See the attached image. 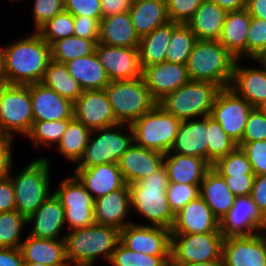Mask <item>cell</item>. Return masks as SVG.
<instances>
[{"label": "cell", "mask_w": 266, "mask_h": 266, "mask_svg": "<svg viewBox=\"0 0 266 266\" xmlns=\"http://www.w3.org/2000/svg\"><path fill=\"white\" fill-rule=\"evenodd\" d=\"M178 25V23L169 21L140 38L138 51L142 69L165 61L172 31Z\"/></svg>", "instance_id": "cell-36"}, {"label": "cell", "mask_w": 266, "mask_h": 266, "mask_svg": "<svg viewBox=\"0 0 266 266\" xmlns=\"http://www.w3.org/2000/svg\"><path fill=\"white\" fill-rule=\"evenodd\" d=\"M238 147L246 153L255 176L266 174V140L239 142Z\"/></svg>", "instance_id": "cell-52"}, {"label": "cell", "mask_w": 266, "mask_h": 266, "mask_svg": "<svg viewBox=\"0 0 266 266\" xmlns=\"http://www.w3.org/2000/svg\"><path fill=\"white\" fill-rule=\"evenodd\" d=\"M168 266H226L222 257L218 260H213L210 262H201V263H191L183 261H169Z\"/></svg>", "instance_id": "cell-63"}, {"label": "cell", "mask_w": 266, "mask_h": 266, "mask_svg": "<svg viewBox=\"0 0 266 266\" xmlns=\"http://www.w3.org/2000/svg\"><path fill=\"white\" fill-rule=\"evenodd\" d=\"M69 120L34 121L25 138L30 139L36 149L55 147L66 131ZM54 145V146H53Z\"/></svg>", "instance_id": "cell-40"}, {"label": "cell", "mask_w": 266, "mask_h": 266, "mask_svg": "<svg viewBox=\"0 0 266 266\" xmlns=\"http://www.w3.org/2000/svg\"><path fill=\"white\" fill-rule=\"evenodd\" d=\"M163 165L169 182L200 185L212 165L205 159L175 153L164 154Z\"/></svg>", "instance_id": "cell-29"}, {"label": "cell", "mask_w": 266, "mask_h": 266, "mask_svg": "<svg viewBox=\"0 0 266 266\" xmlns=\"http://www.w3.org/2000/svg\"><path fill=\"white\" fill-rule=\"evenodd\" d=\"M73 174L94 199L121 189L126 183L118 163H105L89 168H74Z\"/></svg>", "instance_id": "cell-26"}, {"label": "cell", "mask_w": 266, "mask_h": 266, "mask_svg": "<svg viewBox=\"0 0 266 266\" xmlns=\"http://www.w3.org/2000/svg\"><path fill=\"white\" fill-rule=\"evenodd\" d=\"M199 195L219 220L228 213L236 199L228 189L224 177L212 167L206 172L200 184Z\"/></svg>", "instance_id": "cell-33"}, {"label": "cell", "mask_w": 266, "mask_h": 266, "mask_svg": "<svg viewBox=\"0 0 266 266\" xmlns=\"http://www.w3.org/2000/svg\"><path fill=\"white\" fill-rule=\"evenodd\" d=\"M262 231H266V217L250 195L236 197L234 205L220 220V232L224 237L250 236Z\"/></svg>", "instance_id": "cell-14"}, {"label": "cell", "mask_w": 266, "mask_h": 266, "mask_svg": "<svg viewBox=\"0 0 266 266\" xmlns=\"http://www.w3.org/2000/svg\"><path fill=\"white\" fill-rule=\"evenodd\" d=\"M250 62H256V66H259L266 72V47L263 48L253 59H249Z\"/></svg>", "instance_id": "cell-64"}, {"label": "cell", "mask_w": 266, "mask_h": 266, "mask_svg": "<svg viewBox=\"0 0 266 266\" xmlns=\"http://www.w3.org/2000/svg\"><path fill=\"white\" fill-rule=\"evenodd\" d=\"M65 65L71 76L78 81L83 91L101 90L110 83L108 75L95 52L88 56L71 60Z\"/></svg>", "instance_id": "cell-35"}, {"label": "cell", "mask_w": 266, "mask_h": 266, "mask_svg": "<svg viewBox=\"0 0 266 266\" xmlns=\"http://www.w3.org/2000/svg\"><path fill=\"white\" fill-rule=\"evenodd\" d=\"M30 96L34 121L51 122L73 117V103L41 82L30 84Z\"/></svg>", "instance_id": "cell-22"}, {"label": "cell", "mask_w": 266, "mask_h": 266, "mask_svg": "<svg viewBox=\"0 0 266 266\" xmlns=\"http://www.w3.org/2000/svg\"><path fill=\"white\" fill-rule=\"evenodd\" d=\"M131 125L116 124L92 130L83 157L74 168H89L105 163H118L121 155L133 144Z\"/></svg>", "instance_id": "cell-8"}, {"label": "cell", "mask_w": 266, "mask_h": 266, "mask_svg": "<svg viewBox=\"0 0 266 266\" xmlns=\"http://www.w3.org/2000/svg\"><path fill=\"white\" fill-rule=\"evenodd\" d=\"M139 41L140 38L135 32L129 12L101 18L98 43L138 48Z\"/></svg>", "instance_id": "cell-32"}, {"label": "cell", "mask_w": 266, "mask_h": 266, "mask_svg": "<svg viewBox=\"0 0 266 266\" xmlns=\"http://www.w3.org/2000/svg\"><path fill=\"white\" fill-rule=\"evenodd\" d=\"M53 193L64 208L67 231L95 224V199L74 174L60 181Z\"/></svg>", "instance_id": "cell-11"}, {"label": "cell", "mask_w": 266, "mask_h": 266, "mask_svg": "<svg viewBox=\"0 0 266 266\" xmlns=\"http://www.w3.org/2000/svg\"><path fill=\"white\" fill-rule=\"evenodd\" d=\"M164 154L146 149L135 142L121 155L118 167L126 184L148 177L163 165Z\"/></svg>", "instance_id": "cell-24"}, {"label": "cell", "mask_w": 266, "mask_h": 266, "mask_svg": "<svg viewBox=\"0 0 266 266\" xmlns=\"http://www.w3.org/2000/svg\"><path fill=\"white\" fill-rule=\"evenodd\" d=\"M100 3L102 18L128 12L131 7L129 0H100Z\"/></svg>", "instance_id": "cell-59"}, {"label": "cell", "mask_w": 266, "mask_h": 266, "mask_svg": "<svg viewBox=\"0 0 266 266\" xmlns=\"http://www.w3.org/2000/svg\"><path fill=\"white\" fill-rule=\"evenodd\" d=\"M250 196L258 209L266 217V174L254 177Z\"/></svg>", "instance_id": "cell-58"}, {"label": "cell", "mask_w": 266, "mask_h": 266, "mask_svg": "<svg viewBox=\"0 0 266 266\" xmlns=\"http://www.w3.org/2000/svg\"><path fill=\"white\" fill-rule=\"evenodd\" d=\"M23 263L19 248L0 247V266H23Z\"/></svg>", "instance_id": "cell-60"}, {"label": "cell", "mask_w": 266, "mask_h": 266, "mask_svg": "<svg viewBox=\"0 0 266 266\" xmlns=\"http://www.w3.org/2000/svg\"><path fill=\"white\" fill-rule=\"evenodd\" d=\"M120 242L130 250L152 256H171V230L132 223L120 230Z\"/></svg>", "instance_id": "cell-15"}, {"label": "cell", "mask_w": 266, "mask_h": 266, "mask_svg": "<svg viewBox=\"0 0 266 266\" xmlns=\"http://www.w3.org/2000/svg\"><path fill=\"white\" fill-rule=\"evenodd\" d=\"M50 60V45L36 31L5 44L2 83L9 85L39 83Z\"/></svg>", "instance_id": "cell-1"}, {"label": "cell", "mask_w": 266, "mask_h": 266, "mask_svg": "<svg viewBox=\"0 0 266 266\" xmlns=\"http://www.w3.org/2000/svg\"><path fill=\"white\" fill-rule=\"evenodd\" d=\"M199 187L200 185L169 182L166 196L172 212L176 214L190 201L195 200L199 196Z\"/></svg>", "instance_id": "cell-47"}, {"label": "cell", "mask_w": 266, "mask_h": 266, "mask_svg": "<svg viewBox=\"0 0 266 266\" xmlns=\"http://www.w3.org/2000/svg\"><path fill=\"white\" fill-rule=\"evenodd\" d=\"M64 235L69 266H94L99 257L109 263L120 241V230L99 224L74 229Z\"/></svg>", "instance_id": "cell-3"}, {"label": "cell", "mask_w": 266, "mask_h": 266, "mask_svg": "<svg viewBox=\"0 0 266 266\" xmlns=\"http://www.w3.org/2000/svg\"><path fill=\"white\" fill-rule=\"evenodd\" d=\"M49 158L33 159L18 173L9 171L13 183L16 210L26 219L53 193ZM15 173V174H14Z\"/></svg>", "instance_id": "cell-5"}, {"label": "cell", "mask_w": 266, "mask_h": 266, "mask_svg": "<svg viewBox=\"0 0 266 266\" xmlns=\"http://www.w3.org/2000/svg\"><path fill=\"white\" fill-rule=\"evenodd\" d=\"M98 39H85L69 36L56 40L50 45L51 59L60 63H67L76 58L88 56L95 52Z\"/></svg>", "instance_id": "cell-39"}, {"label": "cell", "mask_w": 266, "mask_h": 266, "mask_svg": "<svg viewBox=\"0 0 266 266\" xmlns=\"http://www.w3.org/2000/svg\"><path fill=\"white\" fill-rule=\"evenodd\" d=\"M168 185L169 178L164 165L148 177L128 185L131 211L133 209L145 221L147 220L145 224L142 222L134 223L159 226L171 230L175 214L172 212L166 196Z\"/></svg>", "instance_id": "cell-2"}, {"label": "cell", "mask_w": 266, "mask_h": 266, "mask_svg": "<svg viewBox=\"0 0 266 266\" xmlns=\"http://www.w3.org/2000/svg\"><path fill=\"white\" fill-rule=\"evenodd\" d=\"M220 89L215 83L189 80L158 104L180 121L203 118L210 116Z\"/></svg>", "instance_id": "cell-6"}, {"label": "cell", "mask_w": 266, "mask_h": 266, "mask_svg": "<svg viewBox=\"0 0 266 266\" xmlns=\"http://www.w3.org/2000/svg\"><path fill=\"white\" fill-rule=\"evenodd\" d=\"M26 218L17 210L0 213V247L19 248L23 241ZM22 234V235H21Z\"/></svg>", "instance_id": "cell-42"}, {"label": "cell", "mask_w": 266, "mask_h": 266, "mask_svg": "<svg viewBox=\"0 0 266 266\" xmlns=\"http://www.w3.org/2000/svg\"><path fill=\"white\" fill-rule=\"evenodd\" d=\"M252 17L246 9L227 11L219 42L236 59H246L247 31Z\"/></svg>", "instance_id": "cell-30"}, {"label": "cell", "mask_w": 266, "mask_h": 266, "mask_svg": "<svg viewBox=\"0 0 266 266\" xmlns=\"http://www.w3.org/2000/svg\"><path fill=\"white\" fill-rule=\"evenodd\" d=\"M228 189L236 196H249L253 187L255 175L223 176Z\"/></svg>", "instance_id": "cell-56"}, {"label": "cell", "mask_w": 266, "mask_h": 266, "mask_svg": "<svg viewBox=\"0 0 266 266\" xmlns=\"http://www.w3.org/2000/svg\"><path fill=\"white\" fill-rule=\"evenodd\" d=\"M168 153L195 156L208 161L207 117L181 121Z\"/></svg>", "instance_id": "cell-27"}, {"label": "cell", "mask_w": 266, "mask_h": 266, "mask_svg": "<svg viewBox=\"0 0 266 266\" xmlns=\"http://www.w3.org/2000/svg\"><path fill=\"white\" fill-rule=\"evenodd\" d=\"M41 83L72 103L83 92L78 81L68 72L65 63L56 62L53 59L50 60Z\"/></svg>", "instance_id": "cell-37"}, {"label": "cell", "mask_w": 266, "mask_h": 266, "mask_svg": "<svg viewBox=\"0 0 266 266\" xmlns=\"http://www.w3.org/2000/svg\"><path fill=\"white\" fill-rule=\"evenodd\" d=\"M26 223H33L28 235L34 238L64 239L65 235L61 236L66 226L64 208L54 193L26 219Z\"/></svg>", "instance_id": "cell-23"}, {"label": "cell", "mask_w": 266, "mask_h": 266, "mask_svg": "<svg viewBox=\"0 0 266 266\" xmlns=\"http://www.w3.org/2000/svg\"><path fill=\"white\" fill-rule=\"evenodd\" d=\"M266 47V20L252 18L247 31L246 60L253 59Z\"/></svg>", "instance_id": "cell-49"}, {"label": "cell", "mask_w": 266, "mask_h": 266, "mask_svg": "<svg viewBox=\"0 0 266 266\" xmlns=\"http://www.w3.org/2000/svg\"><path fill=\"white\" fill-rule=\"evenodd\" d=\"M181 121L157 104L132 125L134 142L146 149L166 154L170 151Z\"/></svg>", "instance_id": "cell-9"}, {"label": "cell", "mask_w": 266, "mask_h": 266, "mask_svg": "<svg viewBox=\"0 0 266 266\" xmlns=\"http://www.w3.org/2000/svg\"><path fill=\"white\" fill-rule=\"evenodd\" d=\"M90 134V129L72 117L56 149L63 158L76 165L84 155Z\"/></svg>", "instance_id": "cell-38"}, {"label": "cell", "mask_w": 266, "mask_h": 266, "mask_svg": "<svg viewBox=\"0 0 266 266\" xmlns=\"http://www.w3.org/2000/svg\"><path fill=\"white\" fill-rule=\"evenodd\" d=\"M142 1H145V0H129V2L132 4H135V3H138V2H142Z\"/></svg>", "instance_id": "cell-67"}, {"label": "cell", "mask_w": 266, "mask_h": 266, "mask_svg": "<svg viewBox=\"0 0 266 266\" xmlns=\"http://www.w3.org/2000/svg\"><path fill=\"white\" fill-rule=\"evenodd\" d=\"M33 122L30 84L0 83V133L14 139L16 134L25 137Z\"/></svg>", "instance_id": "cell-10"}, {"label": "cell", "mask_w": 266, "mask_h": 266, "mask_svg": "<svg viewBox=\"0 0 266 266\" xmlns=\"http://www.w3.org/2000/svg\"><path fill=\"white\" fill-rule=\"evenodd\" d=\"M253 107L230 87L218 92L210 117L221 125L225 133L235 142L242 140L249 113Z\"/></svg>", "instance_id": "cell-13"}, {"label": "cell", "mask_w": 266, "mask_h": 266, "mask_svg": "<svg viewBox=\"0 0 266 266\" xmlns=\"http://www.w3.org/2000/svg\"><path fill=\"white\" fill-rule=\"evenodd\" d=\"M73 117L91 131L118 124L105 89L83 91L73 103Z\"/></svg>", "instance_id": "cell-18"}, {"label": "cell", "mask_w": 266, "mask_h": 266, "mask_svg": "<svg viewBox=\"0 0 266 266\" xmlns=\"http://www.w3.org/2000/svg\"><path fill=\"white\" fill-rule=\"evenodd\" d=\"M171 256H152L125 247L120 241L113 251L110 266H168Z\"/></svg>", "instance_id": "cell-43"}, {"label": "cell", "mask_w": 266, "mask_h": 266, "mask_svg": "<svg viewBox=\"0 0 266 266\" xmlns=\"http://www.w3.org/2000/svg\"><path fill=\"white\" fill-rule=\"evenodd\" d=\"M262 140H266V113L261 108H253L248 115L240 142Z\"/></svg>", "instance_id": "cell-51"}, {"label": "cell", "mask_w": 266, "mask_h": 266, "mask_svg": "<svg viewBox=\"0 0 266 266\" xmlns=\"http://www.w3.org/2000/svg\"><path fill=\"white\" fill-rule=\"evenodd\" d=\"M208 162L213 165L218 159L232 152L238 145L221 128V125L207 116Z\"/></svg>", "instance_id": "cell-44"}, {"label": "cell", "mask_w": 266, "mask_h": 266, "mask_svg": "<svg viewBox=\"0 0 266 266\" xmlns=\"http://www.w3.org/2000/svg\"><path fill=\"white\" fill-rule=\"evenodd\" d=\"M227 11L211 0H203L195 14L187 22L197 40L218 41Z\"/></svg>", "instance_id": "cell-31"}, {"label": "cell", "mask_w": 266, "mask_h": 266, "mask_svg": "<svg viewBox=\"0 0 266 266\" xmlns=\"http://www.w3.org/2000/svg\"><path fill=\"white\" fill-rule=\"evenodd\" d=\"M37 32L49 45L58 39L73 36L74 16L64 10L63 12L56 14Z\"/></svg>", "instance_id": "cell-46"}, {"label": "cell", "mask_w": 266, "mask_h": 266, "mask_svg": "<svg viewBox=\"0 0 266 266\" xmlns=\"http://www.w3.org/2000/svg\"><path fill=\"white\" fill-rule=\"evenodd\" d=\"M196 41L197 39L190 28L186 24H179L172 31L165 61L186 65Z\"/></svg>", "instance_id": "cell-41"}, {"label": "cell", "mask_w": 266, "mask_h": 266, "mask_svg": "<svg viewBox=\"0 0 266 266\" xmlns=\"http://www.w3.org/2000/svg\"><path fill=\"white\" fill-rule=\"evenodd\" d=\"M245 9L252 18L266 20V0H247Z\"/></svg>", "instance_id": "cell-61"}, {"label": "cell", "mask_w": 266, "mask_h": 266, "mask_svg": "<svg viewBox=\"0 0 266 266\" xmlns=\"http://www.w3.org/2000/svg\"><path fill=\"white\" fill-rule=\"evenodd\" d=\"M118 124L132 125L158 102L152 97L143 77L110 81L104 88Z\"/></svg>", "instance_id": "cell-7"}, {"label": "cell", "mask_w": 266, "mask_h": 266, "mask_svg": "<svg viewBox=\"0 0 266 266\" xmlns=\"http://www.w3.org/2000/svg\"><path fill=\"white\" fill-rule=\"evenodd\" d=\"M2 73H3V46L0 45V83H2Z\"/></svg>", "instance_id": "cell-65"}, {"label": "cell", "mask_w": 266, "mask_h": 266, "mask_svg": "<svg viewBox=\"0 0 266 266\" xmlns=\"http://www.w3.org/2000/svg\"><path fill=\"white\" fill-rule=\"evenodd\" d=\"M64 8L73 16H87L99 21L102 18L100 0H64Z\"/></svg>", "instance_id": "cell-53"}, {"label": "cell", "mask_w": 266, "mask_h": 266, "mask_svg": "<svg viewBox=\"0 0 266 266\" xmlns=\"http://www.w3.org/2000/svg\"><path fill=\"white\" fill-rule=\"evenodd\" d=\"M32 20L33 31H38L44 24L56 14L65 10L64 0H33Z\"/></svg>", "instance_id": "cell-48"}, {"label": "cell", "mask_w": 266, "mask_h": 266, "mask_svg": "<svg viewBox=\"0 0 266 266\" xmlns=\"http://www.w3.org/2000/svg\"><path fill=\"white\" fill-rule=\"evenodd\" d=\"M220 232V220L199 195L175 214L171 234Z\"/></svg>", "instance_id": "cell-19"}, {"label": "cell", "mask_w": 266, "mask_h": 266, "mask_svg": "<svg viewBox=\"0 0 266 266\" xmlns=\"http://www.w3.org/2000/svg\"><path fill=\"white\" fill-rule=\"evenodd\" d=\"M93 212L95 224L111 226L118 230L132 224L133 221L128 222L131 220L128 216L132 213L128 184L121 189L96 198Z\"/></svg>", "instance_id": "cell-21"}, {"label": "cell", "mask_w": 266, "mask_h": 266, "mask_svg": "<svg viewBox=\"0 0 266 266\" xmlns=\"http://www.w3.org/2000/svg\"><path fill=\"white\" fill-rule=\"evenodd\" d=\"M226 11H239L246 8L247 0H211Z\"/></svg>", "instance_id": "cell-62"}, {"label": "cell", "mask_w": 266, "mask_h": 266, "mask_svg": "<svg viewBox=\"0 0 266 266\" xmlns=\"http://www.w3.org/2000/svg\"><path fill=\"white\" fill-rule=\"evenodd\" d=\"M136 34L141 38L169 22L165 0H145L128 11Z\"/></svg>", "instance_id": "cell-34"}, {"label": "cell", "mask_w": 266, "mask_h": 266, "mask_svg": "<svg viewBox=\"0 0 266 266\" xmlns=\"http://www.w3.org/2000/svg\"><path fill=\"white\" fill-rule=\"evenodd\" d=\"M221 257L226 266H266V231L224 237Z\"/></svg>", "instance_id": "cell-16"}, {"label": "cell", "mask_w": 266, "mask_h": 266, "mask_svg": "<svg viewBox=\"0 0 266 266\" xmlns=\"http://www.w3.org/2000/svg\"><path fill=\"white\" fill-rule=\"evenodd\" d=\"M13 144L14 138L0 133V179L8 177L14 167Z\"/></svg>", "instance_id": "cell-55"}, {"label": "cell", "mask_w": 266, "mask_h": 266, "mask_svg": "<svg viewBox=\"0 0 266 266\" xmlns=\"http://www.w3.org/2000/svg\"><path fill=\"white\" fill-rule=\"evenodd\" d=\"M235 61L219 41L197 40L186 63L188 77L230 87Z\"/></svg>", "instance_id": "cell-4"}, {"label": "cell", "mask_w": 266, "mask_h": 266, "mask_svg": "<svg viewBox=\"0 0 266 266\" xmlns=\"http://www.w3.org/2000/svg\"><path fill=\"white\" fill-rule=\"evenodd\" d=\"M230 88L253 108L266 104V72L259 65L243 67L236 59Z\"/></svg>", "instance_id": "cell-25"}, {"label": "cell", "mask_w": 266, "mask_h": 266, "mask_svg": "<svg viewBox=\"0 0 266 266\" xmlns=\"http://www.w3.org/2000/svg\"><path fill=\"white\" fill-rule=\"evenodd\" d=\"M169 21L187 24L203 0H165Z\"/></svg>", "instance_id": "cell-50"}, {"label": "cell", "mask_w": 266, "mask_h": 266, "mask_svg": "<svg viewBox=\"0 0 266 266\" xmlns=\"http://www.w3.org/2000/svg\"><path fill=\"white\" fill-rule=\"evenodd\" d=\"M95 53L110 81L142 77L138 48L109 46L97 43Z\"/></svg>", "instance_id": "cell-17"}, {"label": "cell", "mask_w": 266, "mask_h": 266, "mask_svg": "<svg viewBox=\"0 0 266 266\" xmlns=\"http://www.w3.org/2000/svg\"><path fill=\"white\" fill-rule=\"evenodd\" d=\"M261 109L266 113V104Z\"/></svg>", "instance_id": "cell-68"}, {"label": "cell", "mask_w": 266, "mask_h": 266, "mask_svg": "<svg viewBox=\"0 0 266 266\" xmlns=\"http://www.w3.org/2000/svg\"><path fill=\"white\" fill-rule=\"evenodd\" d=\"M223 239L221 232L171 234L169 261L201 263L218 260L222 255Z\"/></svg>", "instance_id": "cell-12"}, {"label": "cell", "mask_w": 266, "mask_h": 266, "mask_svg": "<svg viewBox=\"0 0 266 266\" xmlns=\"http://www.w3.org/2000/svg\"><path fill=\"white\" fill-rule=\"evenodd\" d=\"M99 29V20L87 16H74V36L85 39H98Z\"/></svg>", "instance_id": "cell-54"}, {"label": "cell", "mask_w": 266, "mask_h": 266, "mask_svg": "<svg viewBox=\"0 0 266 266\" xmlns=\"http://www.w3.org/2000/svg\"><path fill=\"white\" fill-rule=\"evenodd\" d=\"M24 238L19 247L24 262L47 266H69L64 239H39L30 235Z\"/></svg>", "instance_id": "cell-28"}, {"label": "cell", "mask_w": 266, "mask_h": 266, "mask_svg": "<svg viewBox=\"0 0 266 266\" xmlns=\"http://www.w3.org/2000/svg\"><path fill=\"white\" fill-rule=\"evenodd\" d=\"M142 77L157 102L190 80L186 65L166 61L144 67Z\"/></svg>", "instance_id": "cell-20"}, {"label": "cell", "mask_w": 266, "mask_h": 266, "mask_svg": "<svg viewBox=\"0 0 266 266\" xmlns=\"http://www.w3.org/2000/svg\"><path fill=\"white\" fill-rule=\"evenodd\" d=\"M16 210L14 188L10 177L0 179V213Z\"/></svg>", "instance_id": "cell-57"}, {"label": "cell", "mask_w": 266, "mask_h": 266, "mask_svg": "<svg viewBox=\"0 0 266 266\" xmlns=\"http://www.w3.org/2000/svg\"><path fill=\"white\" fill-rule=\"evenodd\" d=\"M23 266H47V265H44V264H37V263H28V262H24L23 263Z\"/></svg>", "instance_id": "cell-66"}, {"label": "cell", "mask_w": 266, "mask_h": 266, "mask_svg": "<svg viewBox=\"0 0 266 266\" xmlns=\"http://www.w3.org/2000/svg\"><path fill=\"white\" fill-rule=\"evenodd\" d=\"M212 168L221 176L254 175L246 153L238 146L226 156L218 159Z\"/></svg>", "instance_id": "cell-45"}]
</instances>
